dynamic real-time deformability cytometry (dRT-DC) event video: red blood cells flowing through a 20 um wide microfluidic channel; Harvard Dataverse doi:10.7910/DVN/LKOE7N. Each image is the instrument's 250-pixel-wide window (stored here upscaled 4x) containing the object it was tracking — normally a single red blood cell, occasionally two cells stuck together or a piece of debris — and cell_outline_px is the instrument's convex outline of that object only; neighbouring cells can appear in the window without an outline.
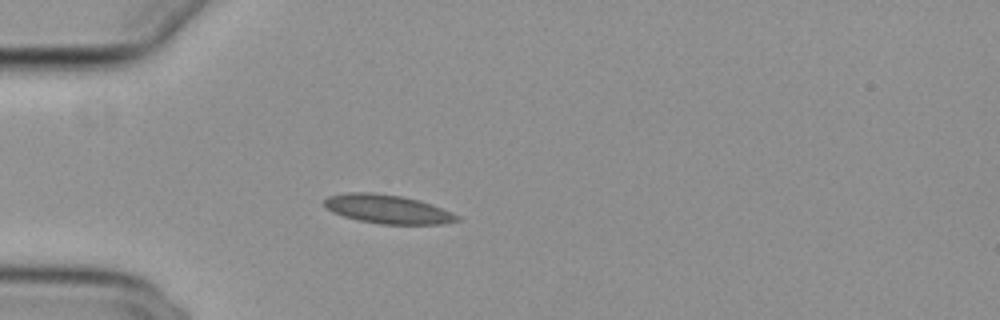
{"species": "common noctule bat (a hibernating species)", "species_latin": "Nyctalus noctula", "temperature_condition": "cold", "stored_images_in_passage": 3, "camera_frame_rate_fps": 3000, "um_per_image_px": 0.085, "animal": {"sex": "female", "body_mass_g": 29.2, "forearm_length_mm": 56.3}, "frame": {"image": 1, "passage_image": 1, "time_ms": 0.0, "image_size_px": [1000, 320], "cell_outline_px": [[460, 220], [444, 224], [380, 224], [360, 220], [344, 216], [332, 212], [324, 204], [324, 200], [328, 196], [348, 192], [372, 192], [400, 196], [432, 204], [452, 212], [460, 216]], "centroid_in_image_um": [32.97, 17.78], "position_along_channel_um": 52.0, "area_um2": 22.14}}